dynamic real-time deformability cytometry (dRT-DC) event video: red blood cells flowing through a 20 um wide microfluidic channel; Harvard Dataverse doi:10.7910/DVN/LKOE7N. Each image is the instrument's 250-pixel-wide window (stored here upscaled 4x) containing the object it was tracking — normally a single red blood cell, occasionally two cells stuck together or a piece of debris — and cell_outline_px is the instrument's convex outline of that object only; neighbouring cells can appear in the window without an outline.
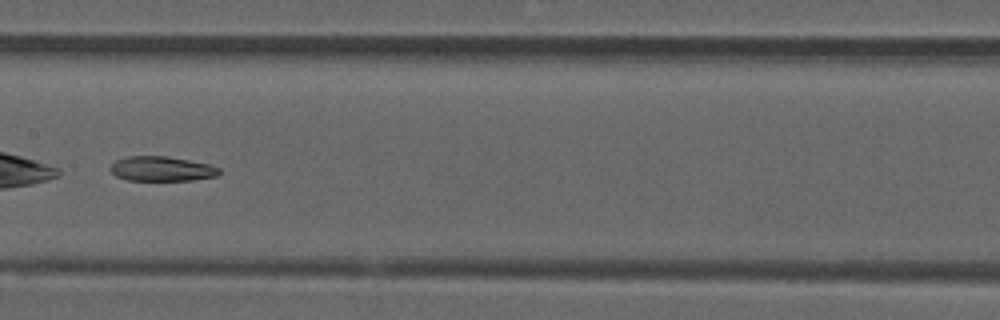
{"species": "common noctule bat (a hibernating species)", "species_latin": "Nyctalus noctula", "temperature_condition": "room temperature", "stored_images_in_passage": 44, "camera_frame_rate_fps": 3000, "um_per_image_px": 0.085, "animal": {"sex": "male", "forearm_length_mm": 52.5}, "frame": {"image": 1, "passage_image": 25, "time_ms": 8.0, "image_size_px": [1000, 320], "cell_outline_px": [[220, 172], [216, 176], [192, 180], [128, 180], [116, 176], [108, 168], [116, 160], [128, 156], [164, 156], [188, 160], [208, 164], [220, 168]], "centroid_in_image_um": [13.72, 14.35], "position_along_channel_um": 193.7, "area_um2": 15.55}}
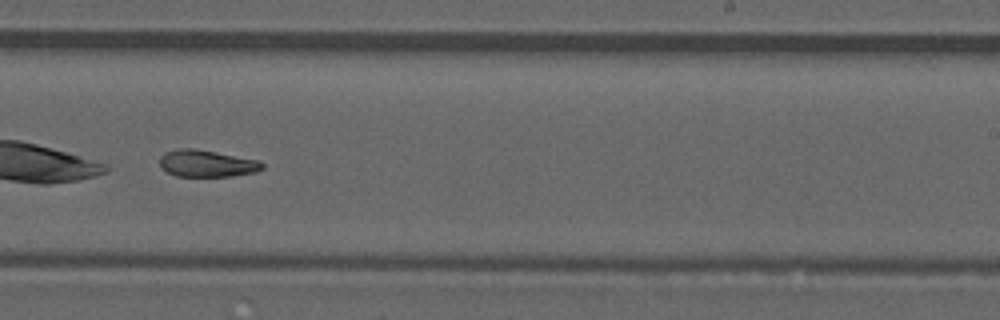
{"frame": {"image": 2, "passage_image": 31, "time_ms": 10.0, "image_size_px": [1000, 320], "cell_outline_px": [[264, 168], [256, 172], [232, 176], [176, 176], [160, 168], [160, 156], [164, 152], [176, 148], [192, 148], [256, 160], [264, 164]], "centroid_in_image_um": [17.52, 13.9], "position_along_channel_um": 271.5, "area_um2": 15.95}, "authors_computed_cell_mechanics": {"area_um2": 17.7157, "velocity_mm_per_s": 3.9034, "shape_relaxation_time_tau1_ms": null, "shape_relaxation_time_tau2_ms": 6.379, "deformation_change_tau1": null, "deformation_change_tau2": 0.1314}}